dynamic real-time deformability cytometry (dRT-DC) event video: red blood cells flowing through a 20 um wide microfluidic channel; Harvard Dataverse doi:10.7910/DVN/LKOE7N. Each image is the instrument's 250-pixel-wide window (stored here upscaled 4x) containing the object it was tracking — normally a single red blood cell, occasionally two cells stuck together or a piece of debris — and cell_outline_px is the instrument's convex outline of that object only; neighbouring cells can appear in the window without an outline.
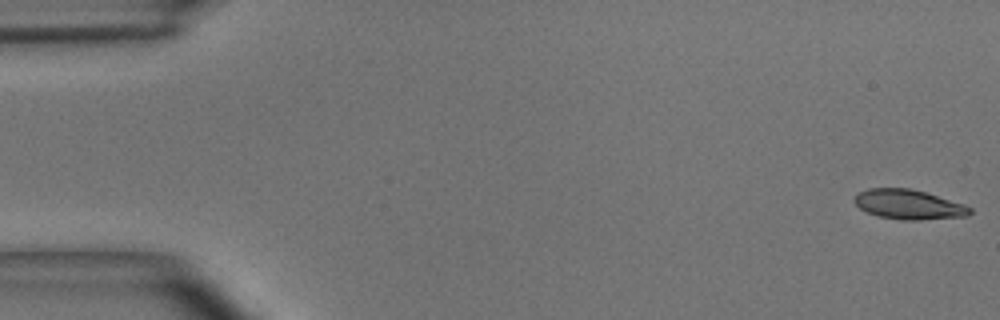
{"species": "common noctule bat (a hibernating species)", "species_latin": "Nyctalus noctula", "temperature_condition": "room temperature", "stored_images_in_passage": 49, "camera_frame_rate_fps": 3000, "um_per_image_px": 0.085, "animal": {"sex": "male", "body_mass_g": 15.6}, "frame": {"image": 1, "passage_image": 1, "time_ms": 0.0, "image_size_px": [1000, 320], "cell_outline_px": [[972, 212], [968, 216], [920, 220], [904, 220], [876, 216], [860, 208], [852, 200], [860, 192], [868, 188], [908, 188], [924, 192], [964, 204], [972, 208]], "centroid_in_image_um": [77.24, 17.39], "position_along_channel_um": 7.8, "area_um2": 19.88}}
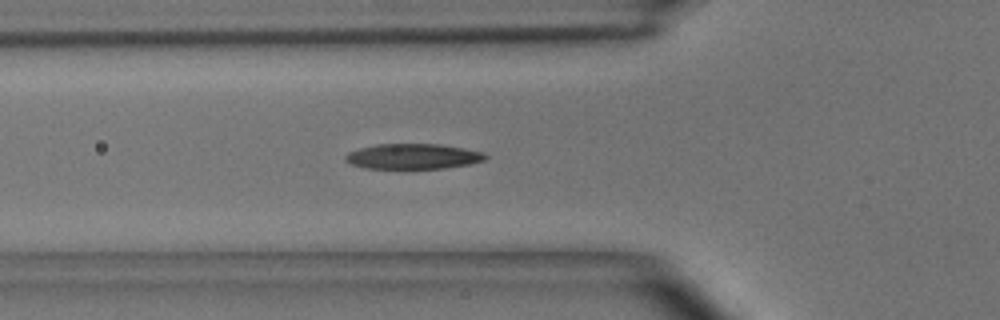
{"frame": {"image": 2, "passage_image": 17, "time_ms": 5.333, "image_size_px": [1000, 320], "cell_outline_px": [[488, 156], [484, 160], [468, 164], [444, 168], [364, 168], [352, 164], [344, 160], [344, 156], [348, 152], [360, 148], [376, 144], [440, 144], [464, 148], [484, 152]], "centroid_in_image_um": [35.09, 13.28], "position_along_channel_um": 90.7, "area_um2": 20.58}}
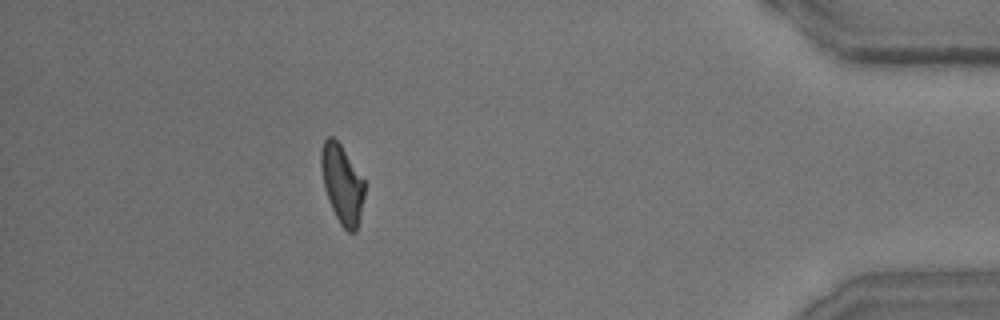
{"frame": {"image": 3, "passage_image": 44, "time_ms": 14.333, "image_size_px": [1000, 320], "cell_outline_px": [[364, 196], [356, 232], [348, 232], [340, 224], [332, 208], [324, 188], [320, 168], [320, 152], [324, 140], [328, 136], [332, 136], [340, 144], [364, 180]], "centroid_in_image_um": [29.05, 15.63], "position_along_channel_um": 406.1, "area_um2": 19.71}, "authors_computed_cell_mechanics": {"area_um2": 20.5768, "velocity_mm_per_s": 4.0612, "shape_relaxation_time_tau1_ms": 4.3459, "shape_relaxation_time_tau2_ms": 3.1478, "deformation_change_tau1": 0.1727, "deformation_change_tau2": 0.117}}